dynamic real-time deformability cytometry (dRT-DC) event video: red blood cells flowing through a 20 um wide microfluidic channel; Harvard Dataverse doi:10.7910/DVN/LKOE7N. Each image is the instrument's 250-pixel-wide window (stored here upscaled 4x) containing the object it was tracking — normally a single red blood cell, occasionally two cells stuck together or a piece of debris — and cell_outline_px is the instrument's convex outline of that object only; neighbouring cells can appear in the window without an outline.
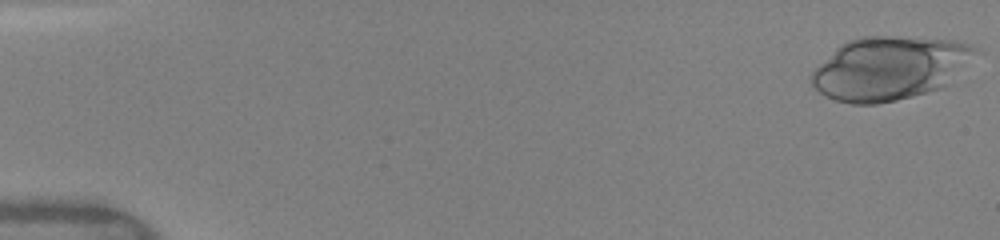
{"species": "human", "species_latin": "Homo sapiens", "temperature_condition": "warm", "stored_images_in_passage": 49, "camera_frame_rate_fps": 3000, "um_per_image_px": 0.085, "donor": {"sex": "female"}, "frame": {"image": 1, "passage_image": 1, "time_ms": 0.0, "image_size_px": [1000, 240], "cell_outline_px": [[984, 52], [948, 84], [940, 88], [912, 96], [896, 100], [876, 104], [852, 104], [836, 100], [824, 96], [808, 80], [808, 76], [840, 44], [848, 40], [864, 36], [892, 36], [956, 40], [968, 44]], "centroid_in_image_um": [75.67, 5.79], "position_along_channel_um": 9.3, "area_um2": 61.09}}